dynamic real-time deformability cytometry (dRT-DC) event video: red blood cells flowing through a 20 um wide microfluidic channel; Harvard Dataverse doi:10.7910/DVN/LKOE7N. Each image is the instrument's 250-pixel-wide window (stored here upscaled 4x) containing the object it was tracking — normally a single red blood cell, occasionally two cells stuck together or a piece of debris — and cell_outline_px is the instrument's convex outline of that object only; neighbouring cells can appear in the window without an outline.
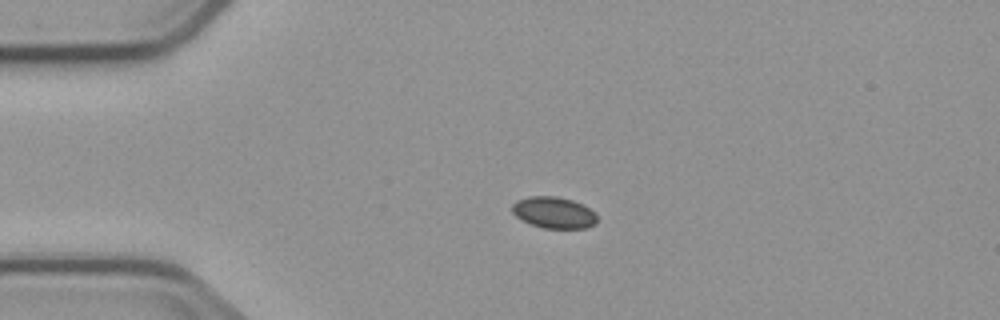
{"species": "common noctule bat (a hibernating species)", "species_latin": "Nyctalus noctula", "temperature_condition": "cold", "stored_images_in_passage": 3, "camera_frame_rate_fps": 3000, "um_per_image_px": 0.085, "animal": {"sex": "male", "body_mass_g": 23.1, "forearm_length_mm": 52.7}, "frame": {"image": 1, "passage_image": 2, "time_ms": 1.333, "image_size_px": [1000, 320], "cell_outline_px": [[596, 224], [584, 228], [544, 228], [532, 224], [516, 216], [512, 212], [512, 204], [516, 200], [528, 196], [556, 196], [572, 200], [584, 204], [596, 212]], "centroid_in_image_um": [47.09, 18.05], "position_along_channel_um": 37.9, "area_um2": 15.61}}